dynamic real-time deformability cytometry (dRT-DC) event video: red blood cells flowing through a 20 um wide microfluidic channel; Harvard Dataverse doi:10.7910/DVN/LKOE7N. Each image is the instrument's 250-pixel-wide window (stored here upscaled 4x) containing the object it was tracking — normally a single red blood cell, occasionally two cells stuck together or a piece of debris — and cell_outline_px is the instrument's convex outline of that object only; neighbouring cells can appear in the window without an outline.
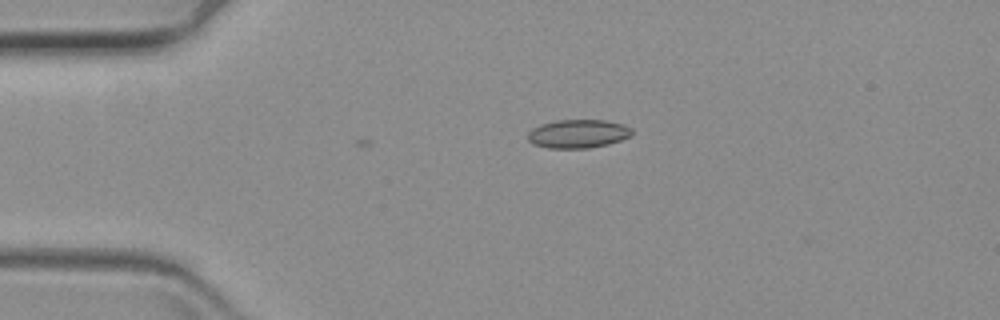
{"species": "common noctule bat (a hibernating species)", "species_latin": "Nyctalus noctula", "temperature_condition": "warm", "stored_images_in_passage": 2, "camera_frame_rate_fps": 3000, "um_per_image_px": 0.085, "animal": {"sex": "female", "body_mass_g": 19.3, "forearm_length_mm": 54.1}, "frame": {"image": 1, "passage_image": 2, "time_ms": 0.333, "image_size_px": [1000, 320], "cell_outline_px": [[632, 136], [608, 144], [588, 148], [548, 148], [532, 144], [528, 140], [528, 132], [532, 128], [540, 124], [556, 120], [608, 120], [624, 124], [632, 128]], "centroid_in_image_um": [49.14, 11.36], "position_along_channel_um": 35.9, "area_um2": 17.51}}